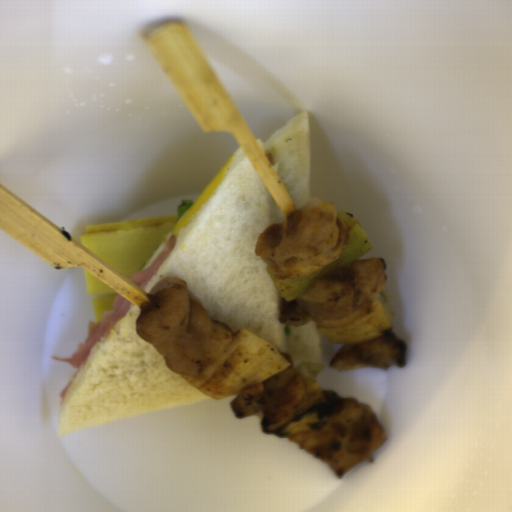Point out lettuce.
<instances>
[{
    "mask_svg": "<svg viewBox=\"0 0 512 512\" xmlns=\"http://www.w3.org/2000/svg\"><path fill=\"white\" fill-rule=\"evenodd\" d=\"M193 201L192 199H181V203L178 207V211H177V222H176V226L179 224V222L182 220V218L185 216V214L189 211V209L192 207L193 205Z\"/></svg>",
    "mask_w": 512,
    "mask_h": 512,
    "instance_id": "lettuce-1",
    "label": "lettuce"
}]
</instances>
